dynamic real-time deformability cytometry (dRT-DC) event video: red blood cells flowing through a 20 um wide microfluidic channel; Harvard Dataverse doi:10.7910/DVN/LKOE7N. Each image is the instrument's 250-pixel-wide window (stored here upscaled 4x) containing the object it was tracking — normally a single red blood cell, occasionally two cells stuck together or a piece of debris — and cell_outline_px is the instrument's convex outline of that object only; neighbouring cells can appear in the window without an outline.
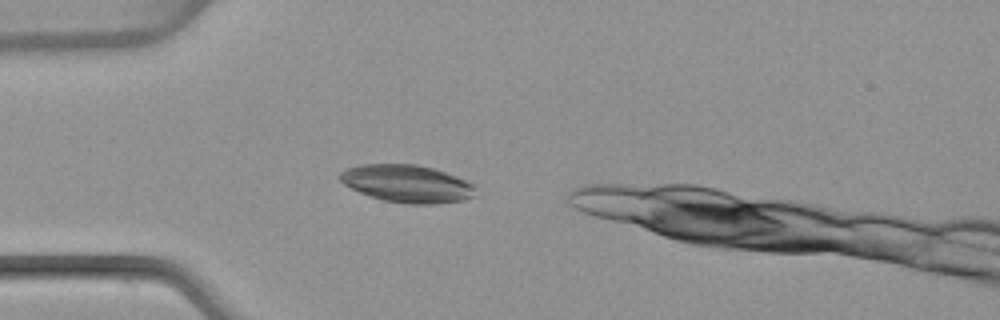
{"species": "common noctule bat (a hibernating species)", "species_latin": "Nyctalus noctula", "temperature_condition": "warm", "stored_images_in_passage": 36, "camera_frame_rate_fps": 3000, "um_per_image_px": 0.085, "animal": {"sex": "female", "body_mass_g": 22.7, "forearm_length_mm": 54.2}, "frame": {"image": 1, "passage_image": 3, "time_ms": 0.667, "image_size_px": [1000, 320], "cell_outline_px": [[476, 196], [464, 200], [436, 204], [408, 204], [380, 200], [368, 196], [344, 184], [336, 176], [344, 168], [360, 164], [416, 164], [432, 168], [456, 176], [472, 184], [476, 188]], "centroid_in_image_um": [34.57, 15.61], "position_along_channel_um": 50.4, "area_um2": 30.0}}
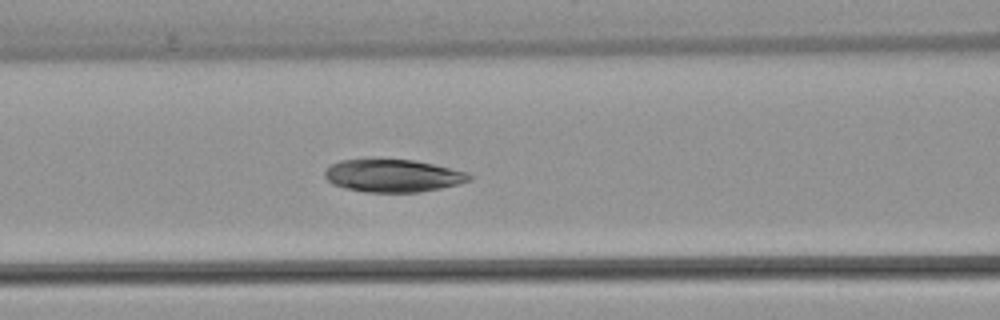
{"frame": {"image": 2, "passage_image": 10, "time_ms": 3.0, "image_size_px": [1000, 320], "cell_outline_px": [[472, 180], [440, 188], [420, 192], [364, 192], [344, 188], [332, 184], [324, 176], [324, 172], [332, 164], [340, 160], [412, 160], [432, 164], [468, 172], [472, 176]], "centroid_in_image_um": [33.39, 14.95], "position_along_channel_um": 133.2, "area_um2": 27.22}}
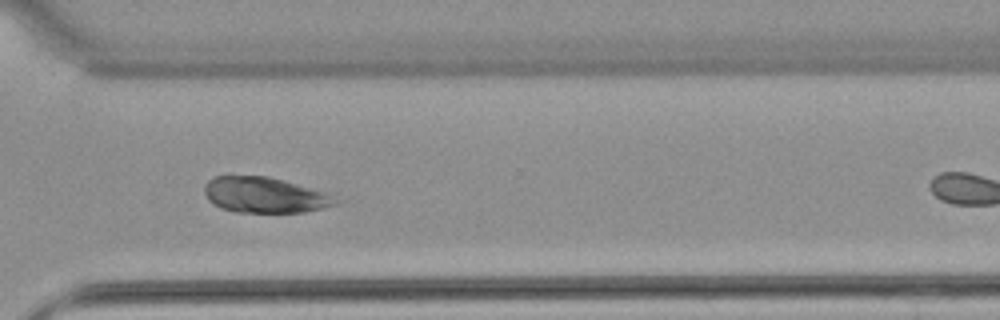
{"frame": {"image": 3, "passage_image": 26, "time_ms": 8.333, "image_size_px": [1000, 320], "cell_outline_px": [[344, 200], [340, 204], [304, 212], [236, 212], [220, 208], [212, 204], [208, 200], [204, 192], [204, 184], [212, 176], [268, 176], [284, 180], [312, 188]], "centroid_in_image_um": [22.5, 16.58], "position_along_channel_um": 348.1, "area_um2": 27.51}, "authors_computed_cell_mechanics": {"area_um2": 28.0619, "velocity_mm_per_s": 4.0359, "shape_relaxation_time_tau1_ms": 3.3068, "shape_relaxation_time_tau2_ms": 8.1147, "deformation_change_tau1": 0.079, "deformation_change_tau2": 0.1127}}